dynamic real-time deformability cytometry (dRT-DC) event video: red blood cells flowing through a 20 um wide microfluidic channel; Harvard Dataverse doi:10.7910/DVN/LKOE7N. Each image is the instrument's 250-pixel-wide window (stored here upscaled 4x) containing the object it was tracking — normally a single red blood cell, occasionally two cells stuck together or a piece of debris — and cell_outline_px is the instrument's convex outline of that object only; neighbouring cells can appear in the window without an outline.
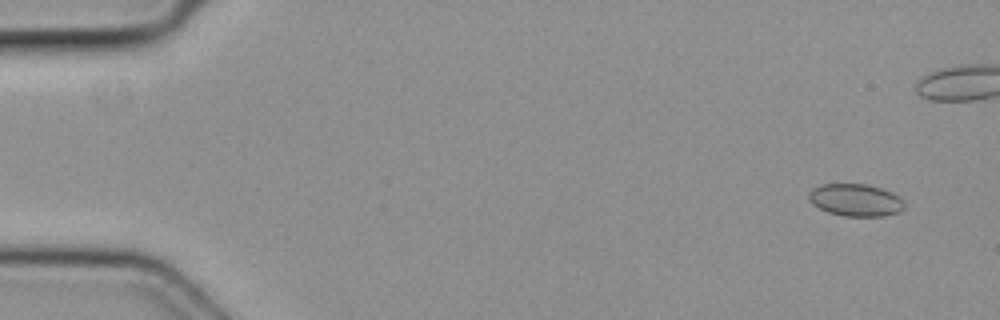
{"species": "common noctule bat (a hibernating species)", "species_latin": "Nyctalus noctula", "temperature_condition": "cold", "stored_images_in_passage": 5, "camera_frame_rate_fps": 3000, "um_per_image_px": 0.085, "animal": {"sex": "female", "body_mass_g": 19.3, "forearm_length_mm": 54.1}, "frame": {"image": 1, "passage_image": 1, "time_ms": 0.0, "image_size_px": [1000, 320], "cell_outline_px": [[904, 208], [896, 212], [884, 216], [844, 216], [828, 212], [812, 204], [808, 196], [808, 192], [812, 188], [820, 184], [864, 184], [880, 188], [892, 192], [904, 204]], "centroid_in_image_um": [72.66, 17.0], "position_along_channel_um": 12.3, "area_um2": 17.8}}